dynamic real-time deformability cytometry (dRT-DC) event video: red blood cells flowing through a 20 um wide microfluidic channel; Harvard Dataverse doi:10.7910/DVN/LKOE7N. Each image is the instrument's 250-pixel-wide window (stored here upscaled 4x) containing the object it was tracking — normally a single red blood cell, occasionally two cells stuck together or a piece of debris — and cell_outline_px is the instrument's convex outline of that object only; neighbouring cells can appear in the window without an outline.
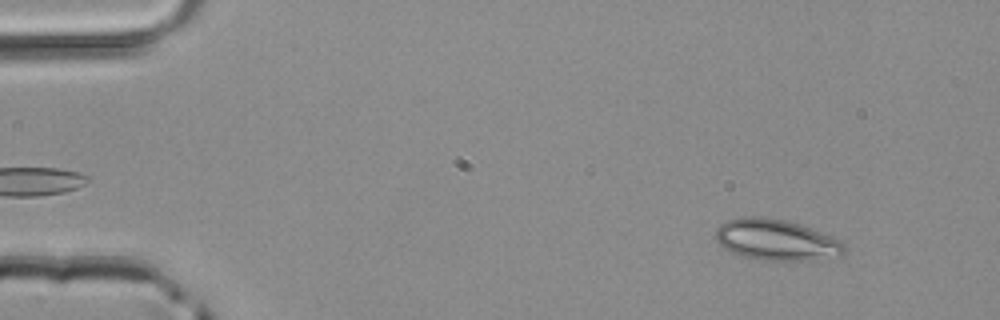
{"species": "common noctule bat (a hibernating species)", "species_latin": "Nyctalus noctula", "temperature_condition": "room temperature", "stored_images_in_passage": 9, "camera_frame_rate_fps": 3000, "um_per_image_px": 0.085, "animal": {"sex": "male", "body_mass_g": 20.4}, "frame": {"image": 1, "passage_image": 1, "time_ms": 0.0, "image_size_px": [1000, 320], "cell_outline_px": [[844, 252], [840, 256], [812, 260], [764, 260], [740, 256], [724, 248], [716, 240], [716, 228], [720, 224], [728, 220], [740, 216], [760, 216], [784, 220], [800, 224], [832, 236], [840, 240], [844, 244]], "centroid_in_image_um": [65.96, 20.38], "position_along_channel_um": 19.0, "area_um2": 30.81}}